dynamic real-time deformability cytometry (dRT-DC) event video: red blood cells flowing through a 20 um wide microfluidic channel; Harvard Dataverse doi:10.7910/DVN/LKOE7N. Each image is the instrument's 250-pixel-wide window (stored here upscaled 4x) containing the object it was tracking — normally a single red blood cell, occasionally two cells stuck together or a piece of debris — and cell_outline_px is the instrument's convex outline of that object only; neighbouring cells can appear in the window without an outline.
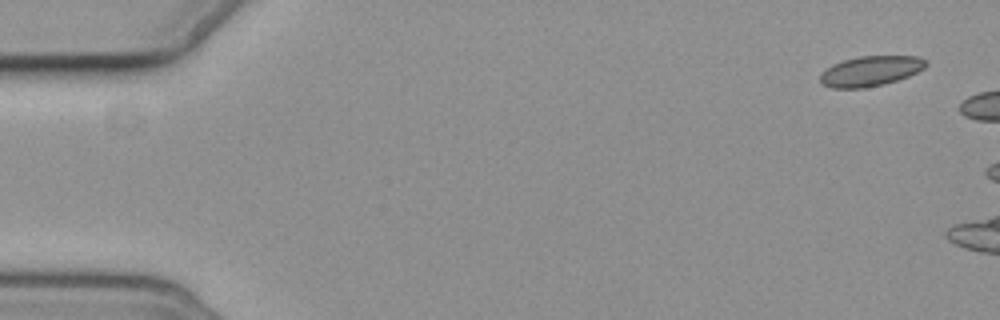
{"species": "common noctule bat (a hibernating species)", "species_latin": "Nyctalus noctula", "temperature_condition": "cold", "stored_images_in_passage": 2, "camera_frame_rate_fps": 3000, "um_per_image_px": 0.085, "animal": {"sex": "female", "body_mass_g": 19.3, "forearm_length_mm": 54.1}, "frame": {"image": 1, "passage_image": 1, "time_ms": 0.0, "image_size_px": [1000, 320], "cell_outline_px": [[928, 64], [924, 68], [908, 76], [884, 84], [864, 88], [832, 88], [824, 84], [820, 80], [820, 72], [832, 64], [844, 60], [860, 56], [920, 56], [928, 60]], "centroid_in_image_um": [74.01, 6.03], "position_along_channel_um": 11.0, "area_um2": 18.61}}